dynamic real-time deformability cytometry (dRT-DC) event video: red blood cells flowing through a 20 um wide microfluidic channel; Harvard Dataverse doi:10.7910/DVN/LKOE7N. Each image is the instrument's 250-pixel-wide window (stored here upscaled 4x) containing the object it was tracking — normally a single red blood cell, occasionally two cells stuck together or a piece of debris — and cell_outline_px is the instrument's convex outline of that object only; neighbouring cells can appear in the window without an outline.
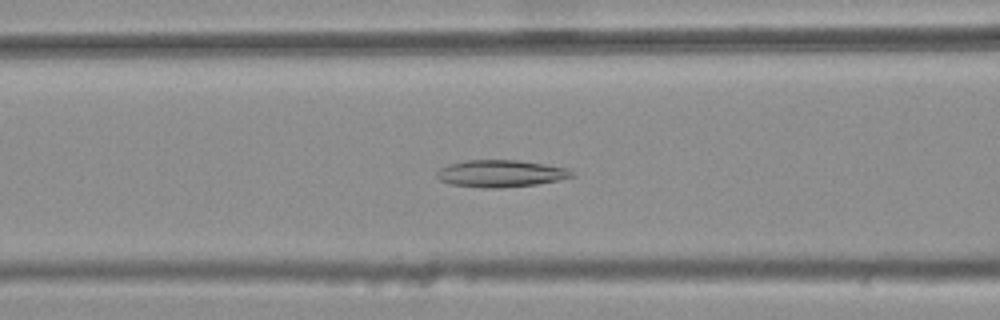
{"species": "common noctule bat (a hibernating species)", "species_latin": "Nyctalus noctula", "temperature_condition": "warm", "stored_images_in_passage": 31, "camera_frame_rate_fps": 3000, "um_per_image_px": 0.085, "animal": {"sex": "female", "body_mass_g": 25.1}, "frame": {"image": 1, "passage_image": 7, "time_ms": 2.0, "image_size_px": [1000, 320], "cell_outline_px": [[576, 176], [536, 184], [500, 188], [484, 188], [452, 184], [440, 180], [436, 176], [436, 172], [440, 168], [448, 164], [464, 160], [520, 160], [568, 168], [576, 172]], "centroid_in_image_um": [42.57, 14.74], "position_along_channel_um": 124.0, "area_um2": 21.39}}
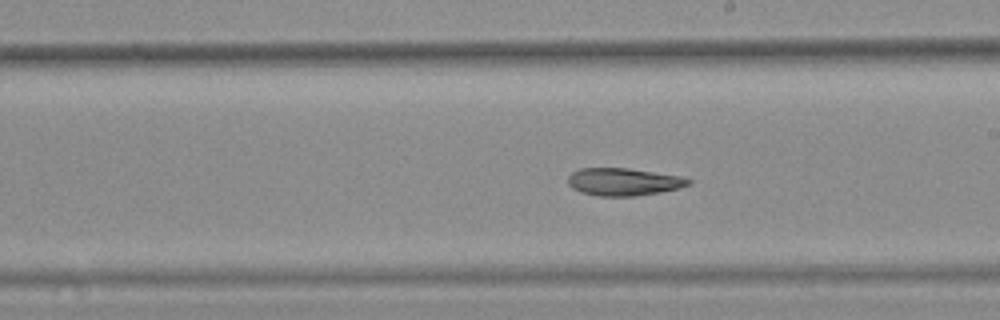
{"frame": {"image": 2, "passage_image": 16, "time_ms": 5.0, "image_size_px": [1000, 320], "cell_outline_px": [[692, 184], [680, 188], [660, 192], [636, 196], [596, 196], [580, 192], [572, 188], [568, 184], [568, 176], [572, 172], [580, 168], [628, 168], [680, 176], [692, 180]], "centroid_in_image_um": [53.0, 15.46], "position_along_channel_um": 236.0, "area_um2": 19.48}}
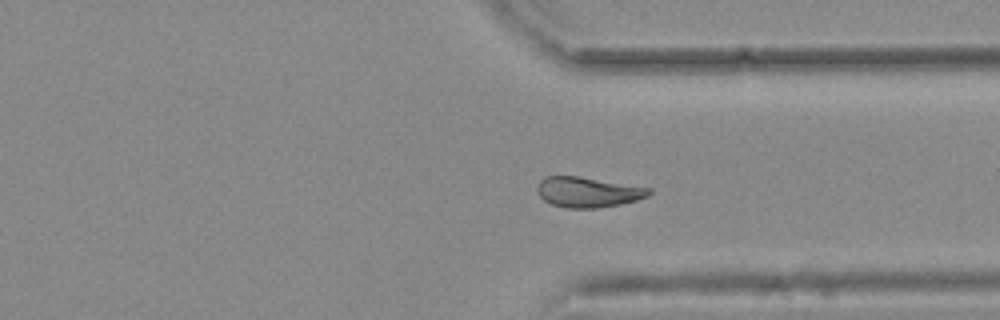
{"frame": {"image": 3, "passage_image": 26, "time_ms": 8.333, "image_size_px": [1000, 320], "cell_outline_px": [[652, 192], [648, 196], [636, 200], [620, 204], [596, 208], [568, 208], [552, 204], [544, 200], [540, 196], [536, 188], [540, 180], [544, 176], [576, 176], [652, 188]], "centroid_in_image_um": [49.96, 16.33], "position_along_channel_um": 361.4, "area_um2": 19.59}, "authors_computed_cell_mechanics": {"area_um2": 20.1144, "velocity_mm_per_s": 3.7395, "shape_relaxation_time_tau1_ms": null, "shape_relaxation_time_tau2_ms": 7.2432, "deformation_change_tau1": null, "deformation_change_tau2": 0.1308}}